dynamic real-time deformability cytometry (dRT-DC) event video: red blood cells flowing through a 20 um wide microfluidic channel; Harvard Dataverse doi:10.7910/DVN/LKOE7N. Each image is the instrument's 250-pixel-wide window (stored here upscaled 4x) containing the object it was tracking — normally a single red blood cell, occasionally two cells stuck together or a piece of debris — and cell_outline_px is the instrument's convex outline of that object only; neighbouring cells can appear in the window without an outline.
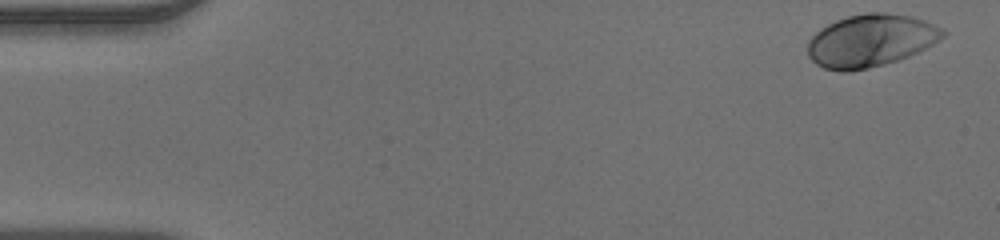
{"species": "human", "species_latin": "Homo sapiens", "temperature_condition": "warm", "stored_images_in_passage": 49, "camera_frame_rate_fps": 3000, "um_per_image_px": 0.085, "donor": {"sex": "male"}, "frame": {"image": 1, "passage_image": 1, "time_ms": 0.0, "image_size_px": [1000, 240], "cell_outline_px": [[948, 32], [940, 40], [908, 56], [884, 64], [868, 68], [848, 72], [840, 72], [824, 68], [816, 64], [808, 56], [808, 40], [820, 28], [836, 20], [848, 16], [868, 12], [888, 12], [912, 16], [924, 20], [944, 28]], "centroid_in_image_um": [74.01, 3.44], "position_along_channel_um": 11.0, "area_um2": 41.5}}
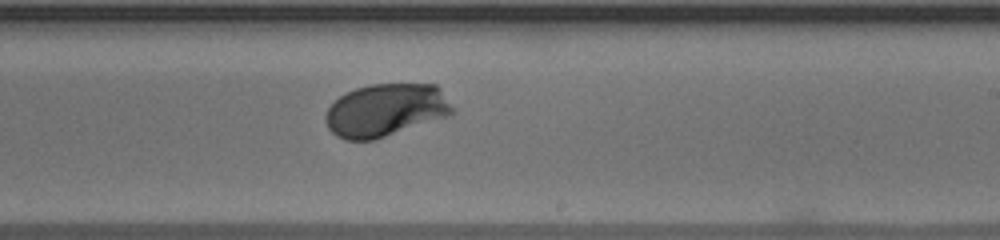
{"frame": {"image": 2, "passage_image": 29, "time_ms": 9.333, "image_size_px": [1000, 240], "cell_outline_px": [[456, 112], [448, 116], [372, 140], [344, 140], [336, 136], [328, 128], [324, 120], [324, 116], [328, 108], [344, 92], [368, 84], [436, 84], [440, 88], [456, 108]], "centroid_in_image_um": [32.79, 9.35], "position_along_channel_um": 256.2, "area_um2": 39.25}}
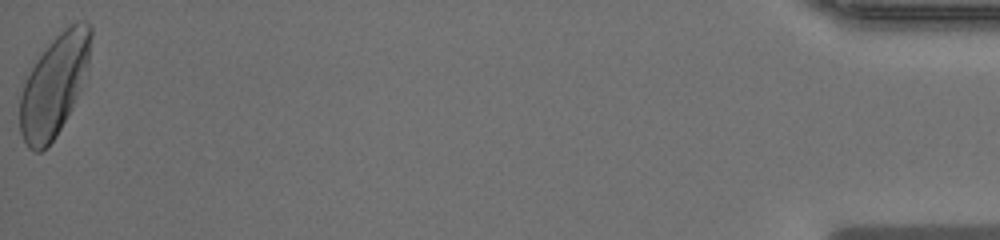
{"frame": {"image": 3, "passage_image": 49, "time_ms": 16.0, "image_size_px": [1000, 240], "cell_outline_px": [[92, 36], [88, 68], [72, 108], [56, 136], [40, 152], [36, 152], [28, 148], [20, 132], [20, 96], [24, 84], [36, 60], [48, 44], [64, 28], [76, 20], [88, 20], [92, 28]], "centroid_in_image_um": [4.64, 7.2], "position_along_channel_um": 430.6, "area_um2": 41.56}}